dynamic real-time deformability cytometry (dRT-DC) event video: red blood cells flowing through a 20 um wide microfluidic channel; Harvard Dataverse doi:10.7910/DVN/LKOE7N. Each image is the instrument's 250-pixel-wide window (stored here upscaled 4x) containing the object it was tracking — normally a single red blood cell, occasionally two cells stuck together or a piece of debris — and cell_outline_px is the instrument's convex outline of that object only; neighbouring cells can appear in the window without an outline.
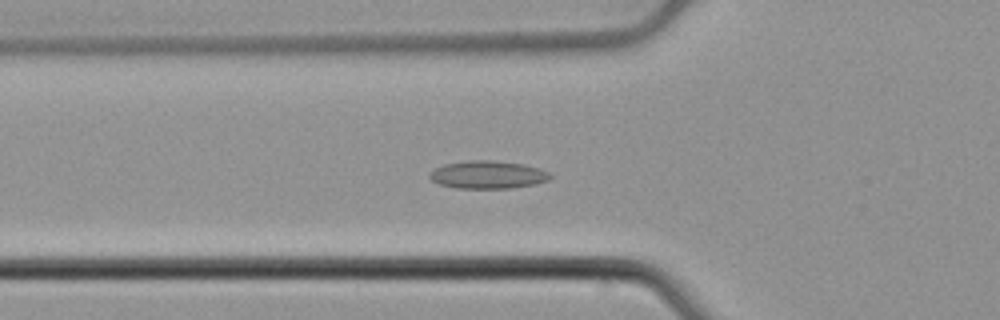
{"species": "common noctule bat (a hibernating species)", "species_latin": "Nyctalus noctula", "temperature_condition": "cold", "stored_images_in_passage": 56, "camera_frame_rate_fps": 3000, "um_per_image_px": 0.085, "animal": {"sex": "male", "body_mass_g": 21.5, "forearm_length_mm": 52.0}, "frame": {"image": 1, "passage_image": 21, "time_ms": 6.667, "image_size_px": [1000, 320], "cell_outline_px": [[552, 176], [548, 180], [536, 184], [508, 188], [456, 188], [440, 184], [432, 180], [428, 176], [436, 168], [444, 164], [468, 160], [492, 160], [524, 164], [540, 168], [548, 172]], "centroid_in_image_um": [41.48, 14.84], "position_along_channel_um": 84.3, "area_um2": 19.48}}
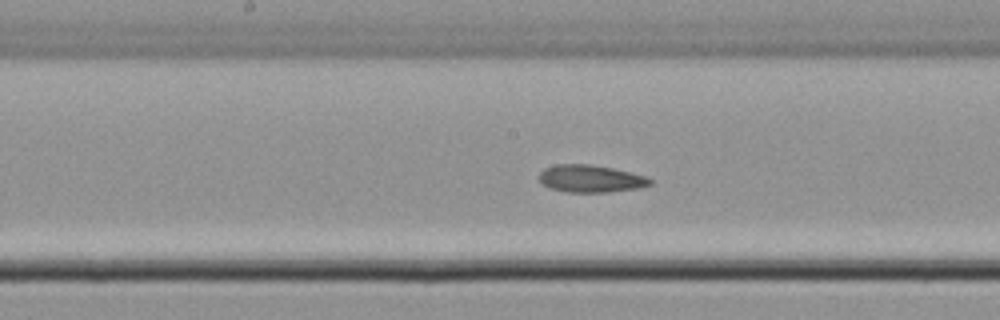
{"frame": {"image": 2, "passage_image": 30, "time_ms": 9.667, "image_size_px": [1000, 320], "cell_outline_px": [[652, 184], [640, 188], [608, 192], [568, 192], [548, 188], [540, 184], [540, 172], [544, 168], [556, 164], [588, 164], [612, 168], [632, 172], [644, 176], [652, 180]], "centroid_in_image_um": [50.19, 15.19], "position_along_channel_um": 198.0, "area_um2": 17.8}}
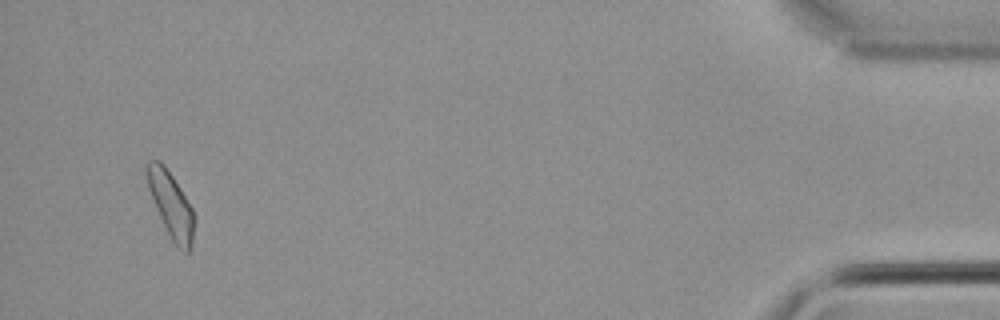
{"frame": {"image": 3, "passage_image": 54, "time_ms": 17.667, "image_size_px": [1000, 320], "cell_outline_px": [[196, 220], [192, 244], [188, 252], [184, 252], [176, 248], [156, 208], [148, 188], [144, 168], [144, 164], [148, 160], [160, 160], [164, 164], [180, 188], [192, 208], [196, 216]], "centroid_in_image_um": [14.54, 17.39], "position_along_channel_um": 420.7, "area_um2": 18.26}, "authors_computed_cell_mechanics": {"area_um2": 18.1781, "velocity_mm_per_s": 3.7889, "shape_relaxation_time_tau1_ms": null, "shape_relaxation_time_tau2_ms": 5.432, "deformation_change_tau1": null, "deformation_change_tau2": 0.113}}